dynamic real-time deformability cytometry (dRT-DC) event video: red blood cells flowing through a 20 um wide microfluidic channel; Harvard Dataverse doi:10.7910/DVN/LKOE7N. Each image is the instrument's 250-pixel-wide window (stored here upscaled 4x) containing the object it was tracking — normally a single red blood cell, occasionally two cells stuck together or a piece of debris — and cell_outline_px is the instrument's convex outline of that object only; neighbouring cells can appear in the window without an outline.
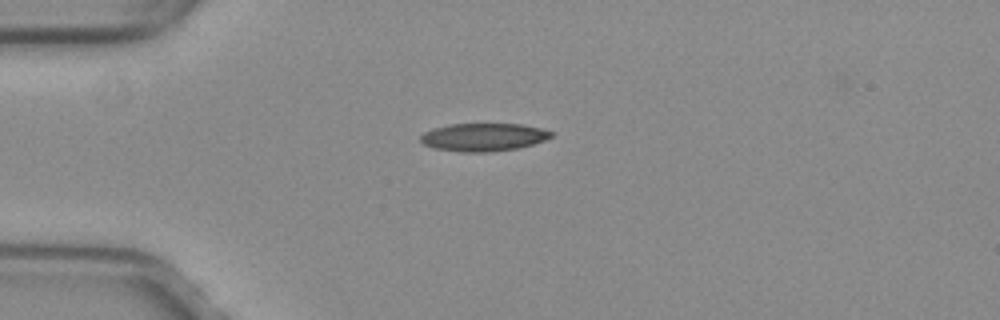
{"species": "common noctule bat (a hibernating species)", "species_latin": "Nyctalus noctula", "temperature_condition": "warm", "stored_images_in_passage": 39, "camera_frame_rate_fps": 3000, "um_per_image_px": 0.085, "animal": {"sex": "female", "body_mass_g": 29.2, "forearm_length_mm": 56.3}, "frame": {"image": 1, "passage_image": 1, "time_ms": 0.0, "image_size_px": [1000, 320], "cell_outline_px": [[552, 136], [544, 140], [520, 148], [488, 152], [464, 152], [436, 148], [424, 144], [420, 140], [420, 136], [424, 132], [432, 128], [448, 124], [524, 124], [540, 128], [552, 132]], "centroid_in_image_um": [41.09, 11.65], "position_along_channel_um": 43.9, "area_um2": 21.21}}
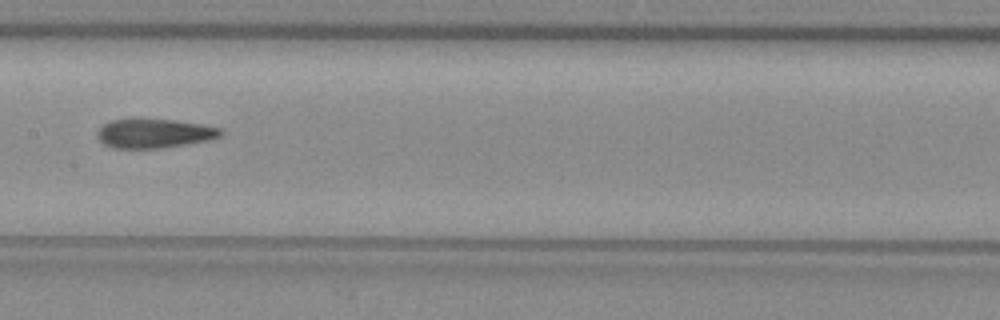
{"frame": {"image": 2, "passage_image": 14, "time_ms": 4.333, "image_size_px": [1000, 320], "cell_outline_px": [[224, 136], [212, 140], [164, 148], [112, 148], [104, 144], [96, 136], [96, 132], [108, 120], [136, 116], [140, 116], [176, 120], [204, 124], [224, 128]], "centroid_in_image_um": [13.15, 11.29], "position_along_channel_um": 194.2, "area_um2": 22.31}}
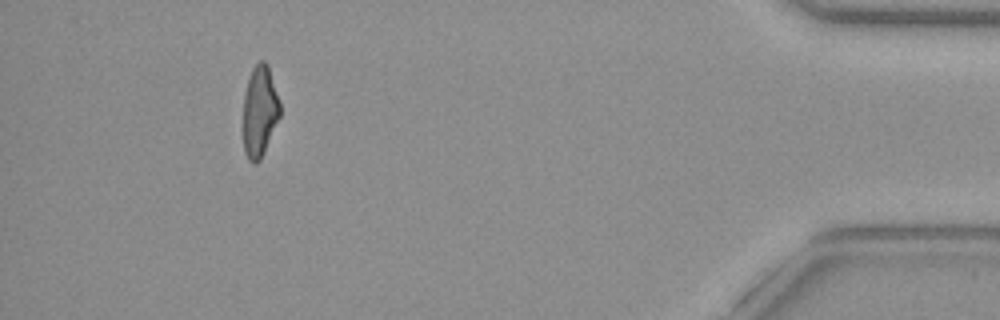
{"frame": {"image": 3, "passage_image": 35, "time_ms": 11.333, "image_size_px": [1000, 320], "cell_outline_px": [[280, 116], [264, 152], [260, 160], [256, 164], [252, 164], [248, 160], [244, 152], [244, 92], [248, 76], [252, 68], [260, 60], [264, 60], [268, 64], [280, 100]], "centroid_in_image_um": [22.08, 9.44], "position_along_channel_um": 413.1, "area_um2": 19.77}, "authors_computed_cell_mechanics": {"area_um2": 21.2126, "velocity_mm_per_s": 4.033, "shape_relaxation_time_tau1_ms": 9.8253, "shape_relaxation_time_tau2_ms": 1.9051, "deformation_change_tau1": 0.2778, "deformation_change_tau2": 0.1176}}